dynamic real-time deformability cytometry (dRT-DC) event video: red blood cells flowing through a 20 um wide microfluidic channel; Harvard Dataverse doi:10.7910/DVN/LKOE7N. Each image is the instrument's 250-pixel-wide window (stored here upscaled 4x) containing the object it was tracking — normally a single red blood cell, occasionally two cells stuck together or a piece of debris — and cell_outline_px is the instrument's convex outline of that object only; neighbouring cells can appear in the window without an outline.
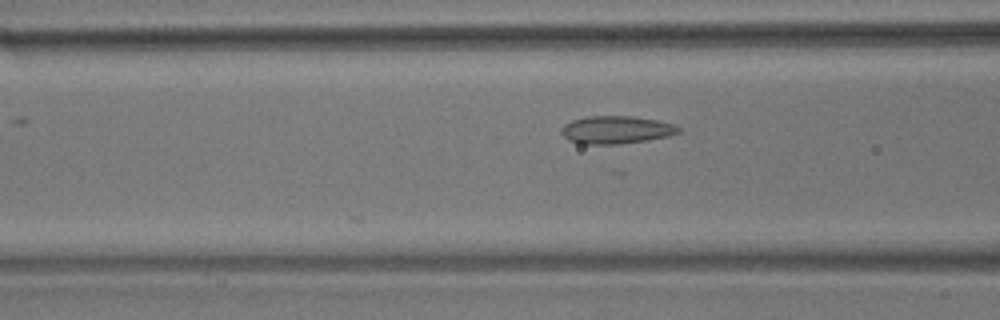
{"species": "common noctule bat (a hibernating species)", "species_latin": "Nyctalus noctula", "temperature_condition": "room temperature", "stored_images_in_passage": 40, "camera_frame_rate_fps": 3000, "um_per_image_px": 0.085, "animal": {"sex": "male", "body_mass_g": 17.9}, "frame": {"image": 1, "passage_image": 6, "time_ms": 1.667, "image_size_px": [1000, 320], "cell_outline_px": [[680, 132], [668, 136], [648, 140], [616, 144], [580, 144], [568, 140], [560, 132], [560, 128], [564, 124], [572, 120], [588, 116], [632, 116], [656, 120], [676, 124], [680, 128]], "centroid_in_image_um": [52.36, 11.03], "position_along_channel_um": 114.2, "area_um2": 19.07}}
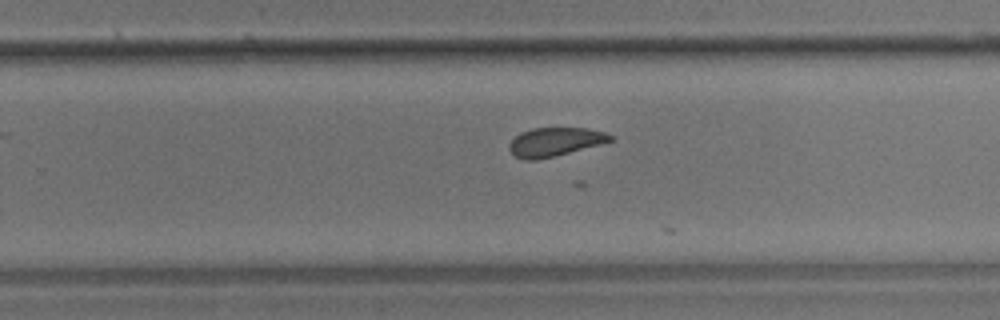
{"frame": {"image": 2, "passage_image": 20, "time_ms": 6.333, "image_size_px": [1000, 320], "cell_outline_px": [[612, 140], [600, 144], [536, 160], [524, 160], [516, 156], [508, 148], [508, 144], [520, 132], [532, 128], [588, 128], [604, 132], [612, 136]], "centroid_in_image_um": [47.13, 12.05], "position_along_channel_um": 282.7, "area_um2": 16.59}}
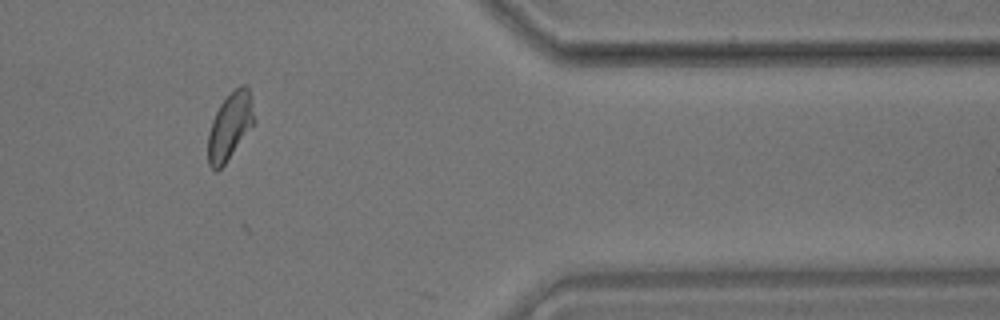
{"frame": {"image": 3, "passage_image": 31, "time_ms": 10.0, "image_size_px": [1000, 320], "cell_outline_px": [[256, 120], [224, 164], [216, 172], [208, 164], [208, 132], [212, 120], [220, 104], [240, 84], [244, 84], [248, 88]], "centroid_in_image_um": [19.53, 10.72], "position_along_channel_um": 391.9, "area_um2": 17.63}}